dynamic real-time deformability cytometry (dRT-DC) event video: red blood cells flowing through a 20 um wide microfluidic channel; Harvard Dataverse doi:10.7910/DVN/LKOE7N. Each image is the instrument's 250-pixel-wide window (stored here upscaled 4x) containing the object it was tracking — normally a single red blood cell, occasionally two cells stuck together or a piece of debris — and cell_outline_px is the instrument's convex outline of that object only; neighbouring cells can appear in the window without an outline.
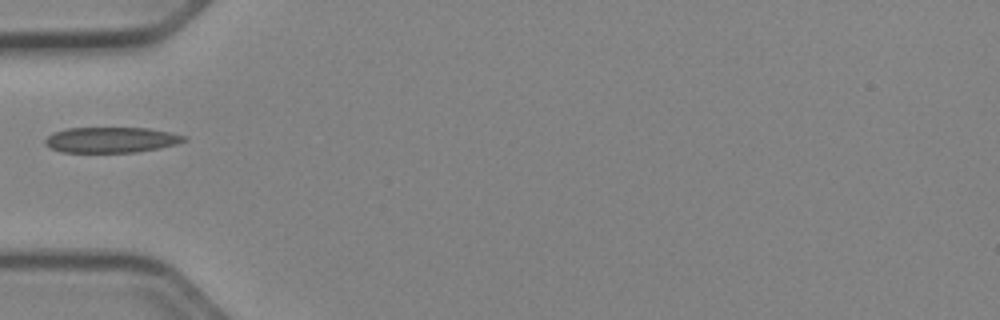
{"species": "Egyptian fruit bat (a non-hibernating species)", "species_latin": "Rousettus aegyptiacus", "temperature_condition": "cold", "stored_images_in_passage": 35, "camera_frame_rate_fps": 3000, "um_per_image_px": 0.085, "animal": {"sex": "female"}, "frame": {"image": 1, "passage_image": 1, "time_ms": 0.0, "image_size_px": [1000, 320], "cell_outline_px": [[188, 140], [176, 144], [160, 148], [136, 152], [60, 152], [48, 148], [44, 144], [44, 140], [48, 136], [64, 128], [148, 128], [168, 132], [184, 136]], "centroid_in_image_um": [9.41, 11.89], "position_along_channel_um": 75.6, "area_um2": 20.69}}
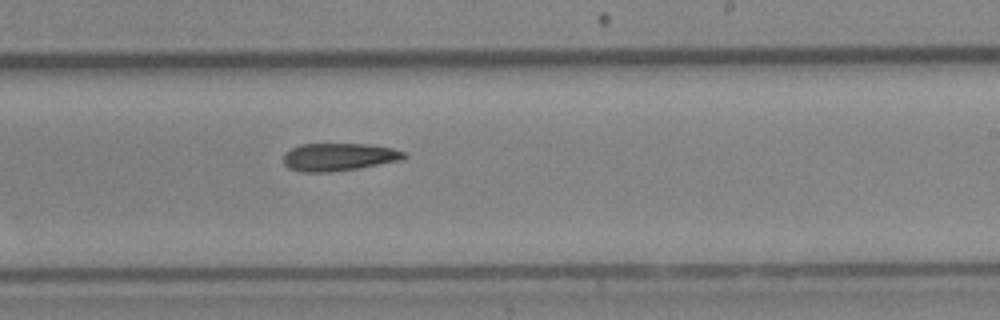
{"frame": {"image": 2, "passage_image": 15, "time_ms": 4.667, "image_size_px": [1000, 320], "cell_outline_px": [[408, 156], [400, 160], [356, 168], [328, 172], [300, 172], [288, 168], [284, 164], [284, 152], [300, 144], [368, 144], [392, 148], [404, 152]], "centroid_in_image_um": [28.75, 13.34], "position_along_channel_um": 260.2, "area_um2": 19.36}}
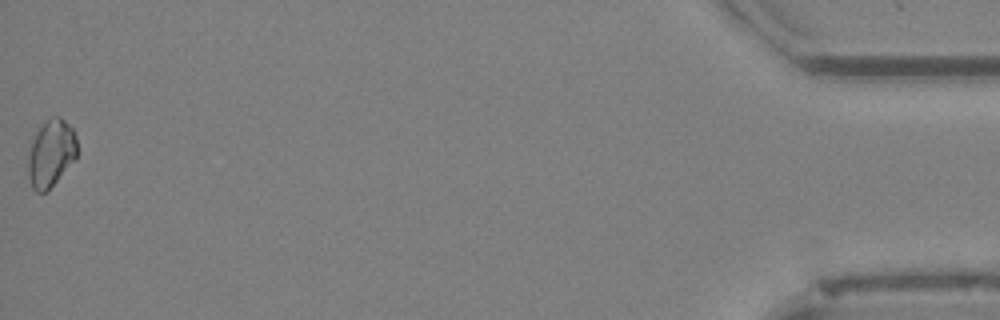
{"frame": {"image": 3, "passage_image": 35, "time_ms": 11.333, "image_size_px": [1000, 320], "cell_outline_px": [[76, 160], [44, 192], [36, 192], [32, 188], [28, 176], [28, 156], [32, 140], [36, 132], [52, 116], [60, 116], [72, 128], [76, 136]], "centroid_in_image_um": [4.33, 13.02], "position_along_channel_um": 430.9, "area_um2": 18.9}}